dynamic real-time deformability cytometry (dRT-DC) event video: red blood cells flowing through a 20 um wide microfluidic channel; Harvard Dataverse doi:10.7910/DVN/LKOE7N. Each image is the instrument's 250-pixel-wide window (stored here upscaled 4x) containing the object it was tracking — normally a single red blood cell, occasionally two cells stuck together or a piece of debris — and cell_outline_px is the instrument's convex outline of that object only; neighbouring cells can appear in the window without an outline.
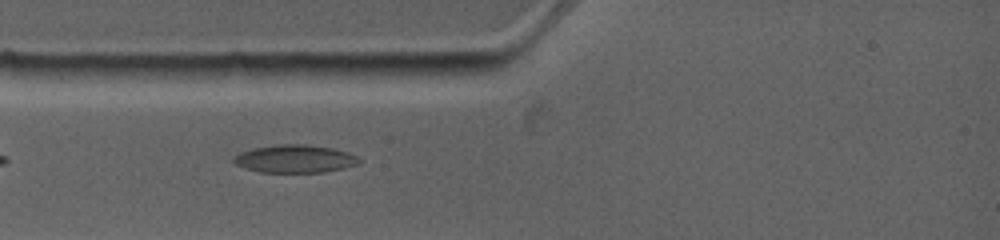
{"species": "common noctule bat (a hibernating species)", "species_latin": "Nyctalus noctula", "temperature_condition": "warm", "stored_images_in_passage": 5, "camera_frame_rate_fps": 4500, "um_per_image_px": 0.085, "animal": {"sex": "female", "body_mass_g": 19.0, "forearm_length_mm": 53.3}, "frame": {"image": 1, "passage_image": 3, "time_ms": 1.778, "image_size_px": [1000, 240], "cell_outline_px": [[360, 164], [344, 168], [324, 172], [260, 172], [244, 168], [236, 164], [232, 160], [232, 156], [240, 152], [252, 148], [276, 144], [304, 144], [332, 148], [348, 152], [356, 156], [360, 160]], "centroid_in_image_um": [25.04, 13.49], "position_along_channel_um": 60.0, "area_um2": 20.52}}
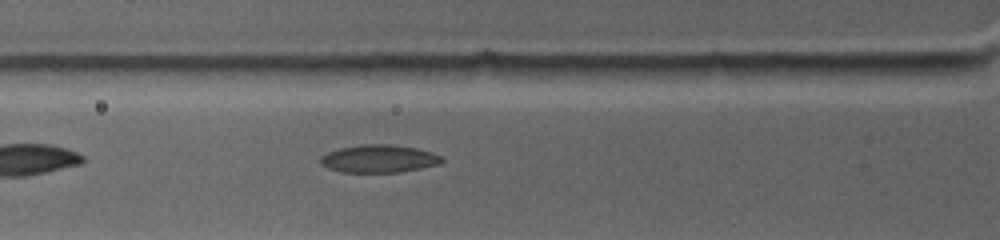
{"frame": {"image": 2, "passage_image": 4, "time_ms": 2.667, "image_size_px": [1000, 240], "cell_outline_px": [[444, 160], [440, 164], [420, 168], [396, 172], [340, 172], [328, 168], [320, 164], [320, 156], [328, 152], [340, 148], [364, 144], [392, 144], [416, 148], [432, 152], [440, 156]], "centroid_in_image_um": [32.19, 13.49], "position_along_channel_um": 93.6, "area_um2": 19.59}}